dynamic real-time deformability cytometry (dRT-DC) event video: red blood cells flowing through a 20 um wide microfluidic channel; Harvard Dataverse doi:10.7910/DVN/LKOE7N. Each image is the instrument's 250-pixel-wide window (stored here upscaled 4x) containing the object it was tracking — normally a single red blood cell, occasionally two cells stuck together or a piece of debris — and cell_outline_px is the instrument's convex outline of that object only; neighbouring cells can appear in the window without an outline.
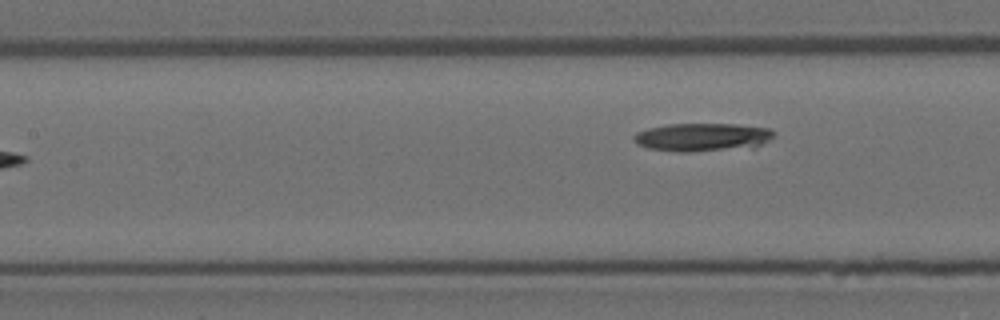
{"species": "Egyptian fruit bat (a non-hibernating species)", "species_latin": "Rousettus aegyptiacus", "temperature_condition": "room temperature", "stored_images_in_passage": 7, "camera_frame_rate_fps": 3000, "um_per_image_px": 0.085, "animal": {"sex": "female"}, "frame": {"image": 1, "passage_image": 7, "time_ms": 2.0, "image_size_px": [1000, 320], "cell_outline_px": [[776, 132], [768, 140], [756, 148], [692, 152], [680, 152], [648, 148], [636, 144], [632, 140], [632, 136], [636, 132], [648, 128], [668, 124], [736, 124], [772, 128]], "centroid_in_image_um": [59.72, 11.67], "position_along_channel_um": 147.7, "area_um2": 23.52}}